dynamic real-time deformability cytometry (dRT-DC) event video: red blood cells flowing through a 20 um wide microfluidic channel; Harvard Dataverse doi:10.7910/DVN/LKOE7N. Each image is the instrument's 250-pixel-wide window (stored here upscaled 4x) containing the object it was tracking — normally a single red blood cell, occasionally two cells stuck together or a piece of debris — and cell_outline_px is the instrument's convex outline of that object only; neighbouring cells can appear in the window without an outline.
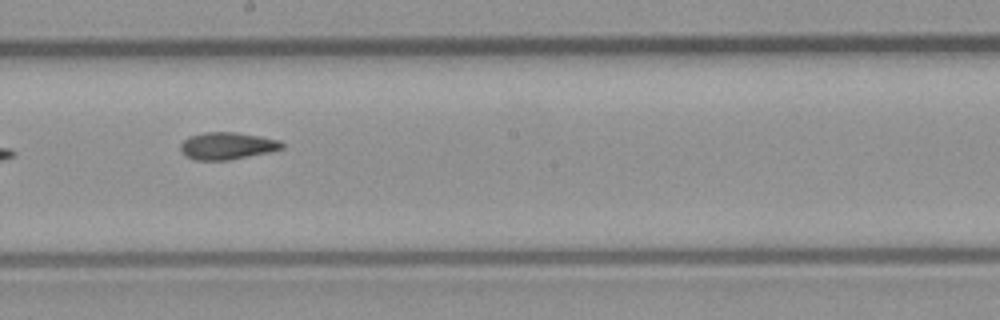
{"species": "common noctule bat (a hibernating species)", "species_latin": "Nyctalus noctula", "temperature_condition": "room temperature", "stored_images_in_passage": 10, "camera_frame_rate_fps": 3000, "um_per_image_px": 0.085, "animal": {"sex": "male", "body_mass_g": 23.1, "forearm_length_mm": 52.7}, "frame": {"image": 1, "passage_image": 9, "time_ms": 2.667, "image_size_px": [1000, 320], "cell_outline_px": [[284, 148], [268, 152], [228, 160], [196, 160], [188, 156], [180, 148], [180, 144], [188, 136], [204, 132], [236, 132], [280, 140], [284, 144]], "centroid_in_image_um": [19.31, 12.38], "position_along_channel_um": 228.9, "area_um2": 15.9}}
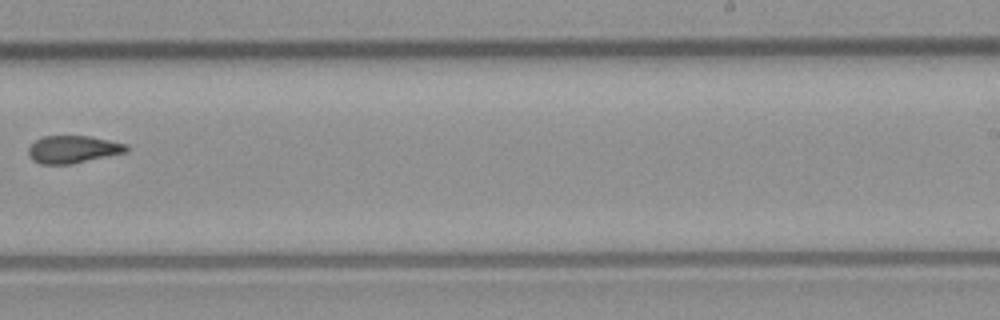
{"frame": {"image": 2, "passage_image": 10, "time_ms": 3.0, "image_size_px": [1000, 320], "cell_outline_px": [[128, 152], [72, 164], [40, 164], [32, 160], [28, 156], [28, 148], [36, 140], [44, 136], [88, 136], [128, 144]], "centroid_in_image_um": [6.2, 12.7], "position_along_channel_um": 282.8, "area_um2": 15.78}}